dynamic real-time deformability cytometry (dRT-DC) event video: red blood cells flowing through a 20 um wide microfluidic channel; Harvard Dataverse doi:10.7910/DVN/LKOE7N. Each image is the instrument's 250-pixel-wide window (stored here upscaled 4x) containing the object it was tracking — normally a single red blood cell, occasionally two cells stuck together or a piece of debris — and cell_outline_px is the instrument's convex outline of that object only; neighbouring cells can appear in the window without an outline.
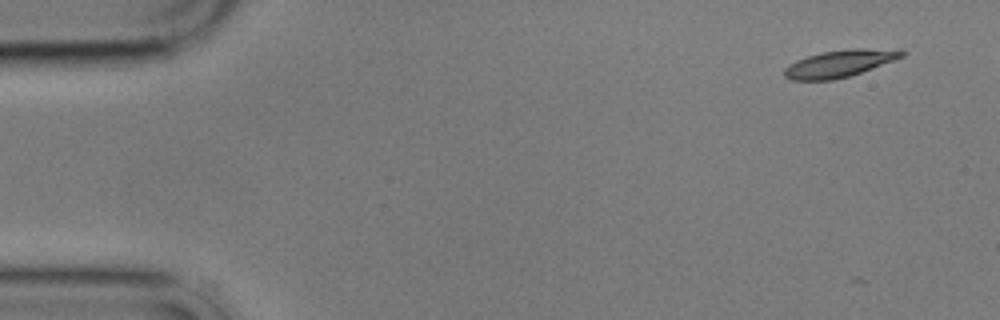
{"species": "common noctule bat (a hibernating species)", "species_latin": "Nyctalus noctula", "temperature_condition": "cold", "stored_images_in_passage": 6, "camera_frame_rate_fps": 3000, "um_per_image_px": 0.085, "animal": {"sex": "male", "body_mass_g": 17.9}, "frame": {"image": 1, "passage_image": 1, "time_ms": 0.0, "image_size_px": [1000, 320], "cell_outline_px": [[908, 52], [904, 56], [872, 68], [848, 76], [832, 80], [792, 80], [784, 76], [784, 68], [796, 60], [820, 52], [852, 48], [864, 48]], "centroid_in_image_um": [71.3, 5.4], "position_along_channel_um": 13.7, "area_um2": 18.15}}
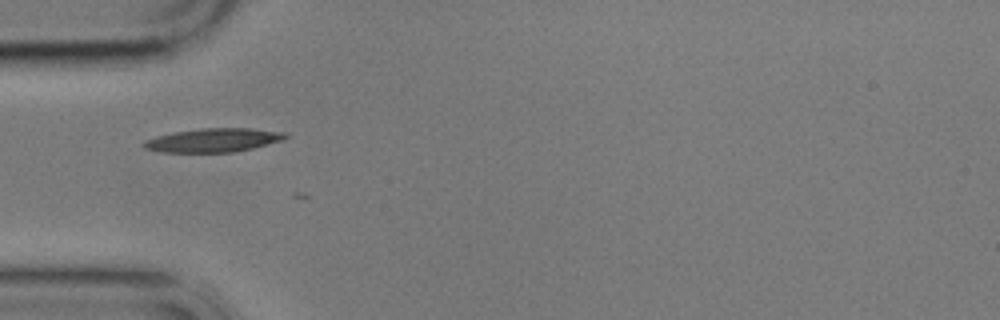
{"frame": {"image": 2, "passage_image": 5, "time_ms": 4.667, "image_size_px": [1000, 320], "cell_outline_px": [[288, 136], [284, 140], [236, 152], [164, 152], [144, 148], [140, 144], [144, 140], [156, 136], [172, 132], [200, 128], [252, 128], [288, 132]], "centroid_in_image_um": [18.15, 11.9], "position_along_channel_um": 66.9, "area_um2": 19.83}}